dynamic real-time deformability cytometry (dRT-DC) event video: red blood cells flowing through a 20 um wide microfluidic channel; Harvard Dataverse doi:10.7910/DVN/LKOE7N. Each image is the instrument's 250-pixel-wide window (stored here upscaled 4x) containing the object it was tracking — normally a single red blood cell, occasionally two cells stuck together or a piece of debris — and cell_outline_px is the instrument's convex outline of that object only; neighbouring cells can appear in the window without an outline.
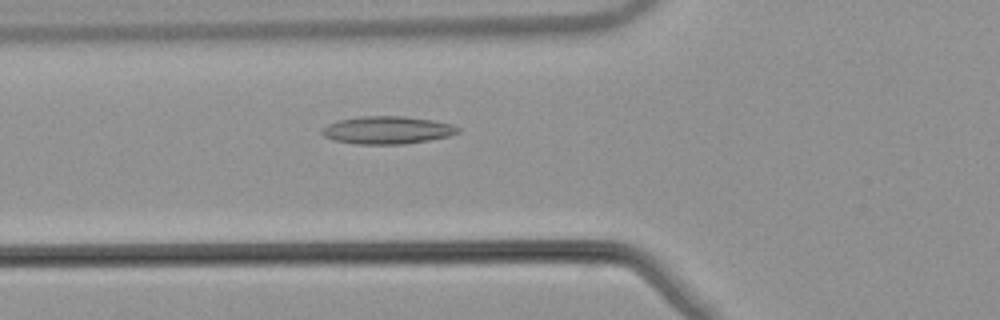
{"species": "common noctule bat (a hibernating species)", "species_latin": "Nyctalus noctula", "temperature_condition": "warm", "stored_images_in_passage": 41, "camera_frame_rate_fps": 3000, "um_per_image_px": 0.085, "animal": {"sex": "male", "body_mass_g": 21.5, "forearm_length_mm": 52.0}, "frame": {"image": 1, "passage_image": 7, "time_ms": 2.0, "image_size_px": [1000, 320], "cell_outline_px": [[460, 132], [448, 136], [428, 140], [404, 144], [356, 144], [332, 140], [324, 136], [320, 132], [320, 128], [328, 124], [340, 120], [360, 116], [404, 116], [432, 120], [452, 124], [460, 128]], "centroid_in_image_um": [32.89, 11.06], "position_along_channel_um": 92.9, "area_um2": 22.02}}
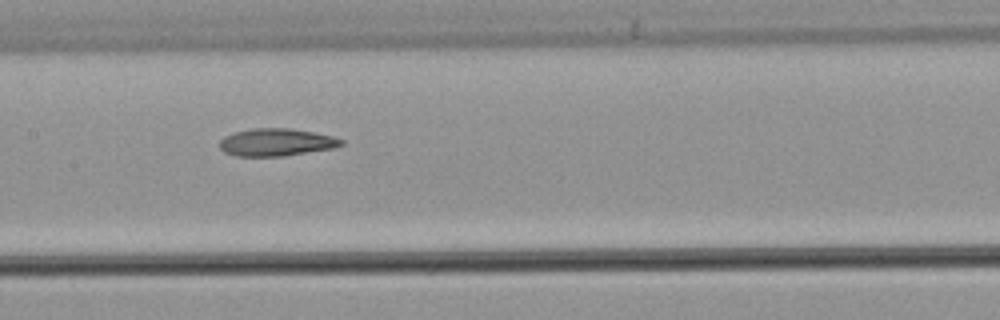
{"frame": {"image": 2, "passage_image": 14, "time_ms": 4.333, "image_size_px": [1000, 320], "cell_outline_px": [[344, 144], [336, 148], [284, 156], [236, 156], [224, 152], [220, 148], [220, 140], [224, 136], [236, 132], [252, 128], [288, 128], [312, 132], [332, 136], [344, 140]], "centroid_in_image_um": [23.5, 12.1], "position_along_channel_um": 183.9, "area_um2": 19.54}}
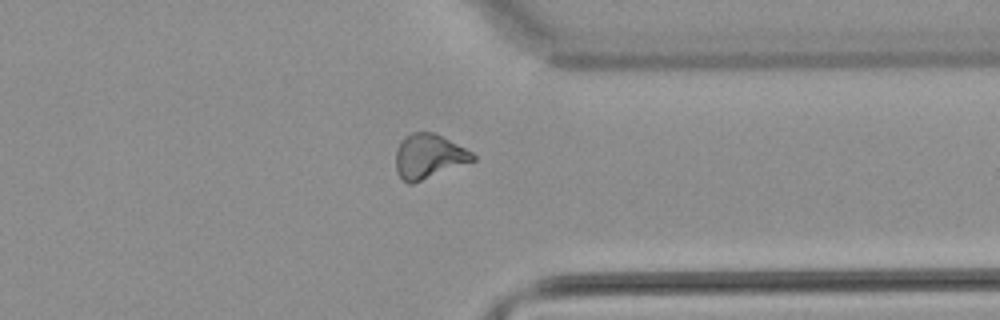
{"frame": {"image": 3, "passage_image": 29, "time_ms": 9.333, "image_size_px": [1000, 320], "cell_outline_px": [[476, 160], [412, 184], [408, 184], [396, 172], [396, 148], [400, 140], [404, 136], [412, 132], [436, 132], [472, 152], [476, 156]], "centroid_in_image_um": [36.43, 13.27], "position_along_channel_um": 375.0, "area_um2": 20.11}}